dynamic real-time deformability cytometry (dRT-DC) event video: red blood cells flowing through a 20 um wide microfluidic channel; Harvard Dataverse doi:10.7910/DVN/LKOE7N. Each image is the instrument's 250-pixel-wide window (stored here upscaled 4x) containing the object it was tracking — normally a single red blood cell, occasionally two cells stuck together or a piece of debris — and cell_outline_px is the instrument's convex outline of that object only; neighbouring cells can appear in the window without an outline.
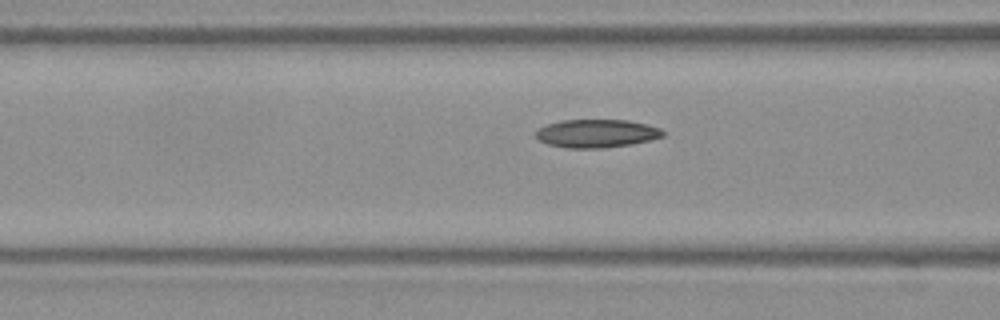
{"species": "Egyptian fruit bat (a non-hibernating species)", "species_latin": "Rousettus aegyptiacus", "temperature_condition": "warm", "stored_images_in_passage": 9, "camera_frame_rate_fps": 3000, "um_per_image_px": 0.085, "frame": {"image": 1, "passage_image": 7, "time_ms": 2.0, "image_size_px": [1000, 320], "cell_outline_px": [[664, 136], [632, 144], [604, 148], [568, 148], [548, 144], [540, 140], [536, 136], [536, 128], [560, 120], [628, 120], [648, 124], [660, 128], [664, 132]], "centroid_in_image_um": [50.71, 11.34], "position_along_channel_um": 115.9, "area_um2": 20.92}}